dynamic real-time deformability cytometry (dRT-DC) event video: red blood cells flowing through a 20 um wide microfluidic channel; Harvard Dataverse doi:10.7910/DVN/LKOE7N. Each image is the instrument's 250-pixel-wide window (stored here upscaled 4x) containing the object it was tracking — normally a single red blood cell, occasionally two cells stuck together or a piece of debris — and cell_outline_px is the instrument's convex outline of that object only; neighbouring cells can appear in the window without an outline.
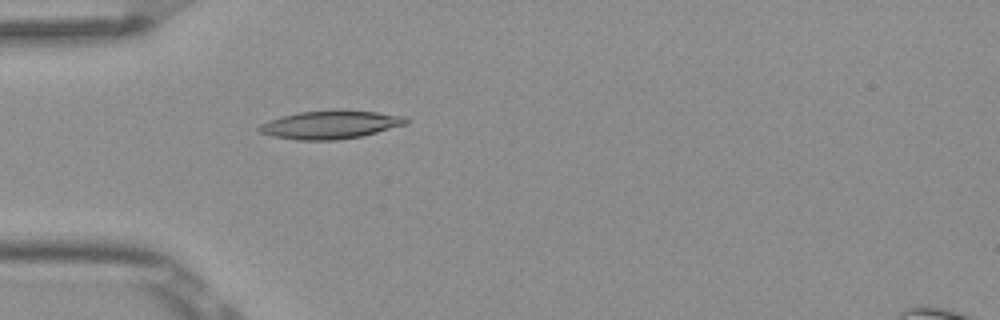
{"species": "Egyptian fruit bat (a non-hibernating species)", "species_latin": "Rousettus aegyptiacus", "temperature_condition": "room temperature", "stored_images_in_passage": 5, "camera_frame_rate_fps": 3000, "um_per_image_px": 0.085, "frame": {"image": 1, "passage_image": 5, "time_ms": 1.333, "image_size_px": [1000, 320], "cell_outline_px": [[408, 124], [360, 136], [336, 140], [296, 140], [272, 136], [260, 132], [256, 128], [260, 124], [268, 120], [280, 116], [300, 112], [344, 108], [376, 112], [404, 116], [408, 120]], "centroid_in_image_um": [28.06, 10.58], "position_along_channel_um": 56.9, "area_um2": 24.51}}